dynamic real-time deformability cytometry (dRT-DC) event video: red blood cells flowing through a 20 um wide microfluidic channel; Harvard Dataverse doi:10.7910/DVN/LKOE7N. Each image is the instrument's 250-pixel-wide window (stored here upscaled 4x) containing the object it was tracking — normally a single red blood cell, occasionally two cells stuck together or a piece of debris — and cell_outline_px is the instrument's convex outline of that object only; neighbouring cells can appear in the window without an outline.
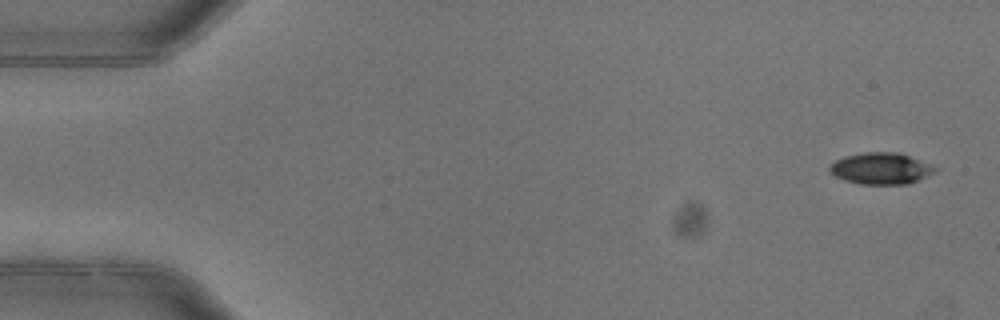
{"species": "common noctule bat (a hibernating species)", "species_latin": "Nyctalus noctula", "temperature_condition": "warm", "stored_images_in_passage": 4, "camera_frame_rate_fps": 3000, "um_per_image_px": 0.085, "animal": {"sex": "female"}, "frame": {"image": 1, "passage_image": 1, "time_ms": 0.0, "image_size_px": [1000, 320], "cell_outline_px": [[936, 172], [928, 176], [908, 184], [860, 184], [844, 180], [836, 176], [828, 168], [836, 160], [844, 156], [864, 152], [896, 152], [932, 164], [936, 168]], "centroid_in_image_um": [74.9, 14.32], "position_along_channel_um": 10.1, "area_um2": 19.25}}